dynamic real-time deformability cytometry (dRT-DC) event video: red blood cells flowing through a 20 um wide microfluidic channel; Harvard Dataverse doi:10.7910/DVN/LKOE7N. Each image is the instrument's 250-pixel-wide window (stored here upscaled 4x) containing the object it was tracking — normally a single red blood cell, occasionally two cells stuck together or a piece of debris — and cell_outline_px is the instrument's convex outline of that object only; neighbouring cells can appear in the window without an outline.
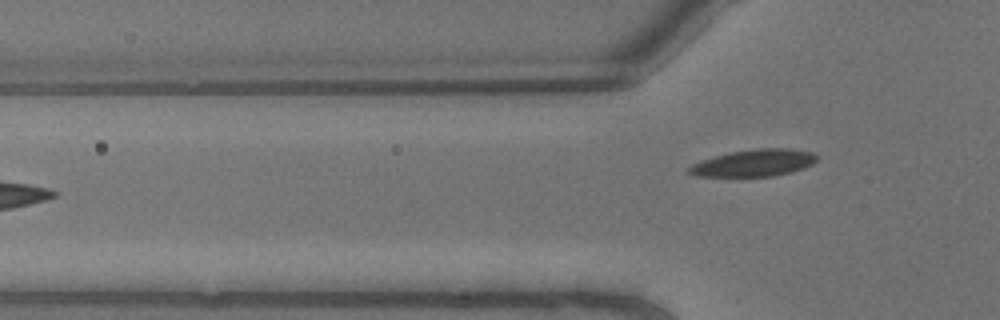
{"species": "common noctule bat (a hibernating species)", "species_latin": "Nyctalus noctula", "temperature_condition": "warm", "stored_images_in_passage": 3, "camera_frame_rate_fps": 3000, "um_per_image_px": 0.085, "animal": {"sex": "male", "body_mass_g": 13.3}, "frame": {"image": 1, "passage_image": 3, "time_ms": 0.667, "image_size_px": [1000, 320], "cell_outline_px": [[816, 160], [812, 164], [804, 168], [792, 172], [772, 176], [696, 176], [688, 172], [688, 168], [692, 164], [716, 156], [732, 152], [760, 148], [784, 148], [812, 152], [816, 156]], "centroid_in_image_um": [64.11, 13.85], "position_along_channel_um": 61.7, "area_um2": 19.71}}